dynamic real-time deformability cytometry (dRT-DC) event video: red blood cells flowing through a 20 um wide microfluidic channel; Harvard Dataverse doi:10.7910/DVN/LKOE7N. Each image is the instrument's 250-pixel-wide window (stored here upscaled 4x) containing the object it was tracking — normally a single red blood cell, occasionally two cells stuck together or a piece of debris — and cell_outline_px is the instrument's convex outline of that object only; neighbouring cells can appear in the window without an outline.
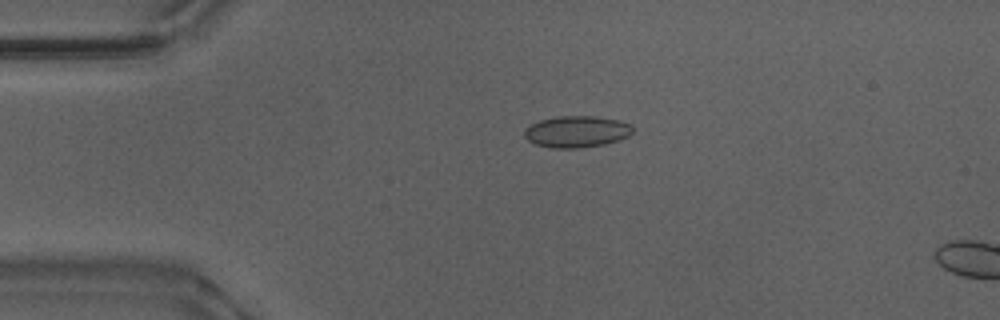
{"species": "Egyptian fruit bat (a non-hibernating species)", "species_latin": "Rousettus aegyptiacus", "temperature_condition": "warm", "stored_images_in_passage": 14, "camera_frame_rate_fps": 3000, "um_per_image_px": 0.085, "animal": {"sex": "male"}, "frame": {"image": 1, "passage_image": 12, "time_ms": 3.667, "image_size_px": [1000, 320], "cell_outline_px": [[632, 132], [628, 136], [604, 144], [576, 148], [552, 148], [536, 144], [528, 140], [524, 136], [524, 128], [540, 120], [556, 116], [596, 116], [616, 120], [632, 124]], "centroid_in_image_um": [48.98, 11.18], "position_along_channel_um": 36.0, "area_um2": 19.77}}